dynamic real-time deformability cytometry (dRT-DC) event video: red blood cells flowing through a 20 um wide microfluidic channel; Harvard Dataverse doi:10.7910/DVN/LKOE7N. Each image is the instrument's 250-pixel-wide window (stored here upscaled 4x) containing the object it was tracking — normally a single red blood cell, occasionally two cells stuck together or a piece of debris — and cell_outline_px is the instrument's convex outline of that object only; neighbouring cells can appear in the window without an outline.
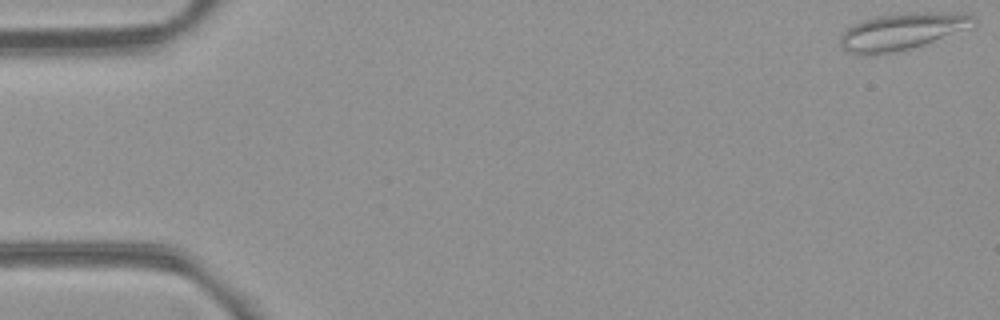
{"species": "common noctule bat (a hibernating species)", "species_latin": "Nyctalus noctula", "temperature_condition": "room temperature", "stored_images_in_passage": 5, "camera_frame_rate_fps": 3000, "um_per_image_px": 0.085, "animal": {"sex": "female", "body_mass_g": 21.9}, "frame": {"image": 1, "passage_image": 1, "time_ms": 0.0, "image_size_px": [1000, 320], "cell_outline_px": [[976, 24], [924, 44], [892, 52], [848, 52], [840, 44], [840, 36], [848, 28], [864, 20], [876, 16], [916, 12], [928, 12], [972, 16], [976, 20]], "centroid_in_image_um": [76.64, 2.65], "position_along_channel_um": 8.4, "area_um2": 26.93}}